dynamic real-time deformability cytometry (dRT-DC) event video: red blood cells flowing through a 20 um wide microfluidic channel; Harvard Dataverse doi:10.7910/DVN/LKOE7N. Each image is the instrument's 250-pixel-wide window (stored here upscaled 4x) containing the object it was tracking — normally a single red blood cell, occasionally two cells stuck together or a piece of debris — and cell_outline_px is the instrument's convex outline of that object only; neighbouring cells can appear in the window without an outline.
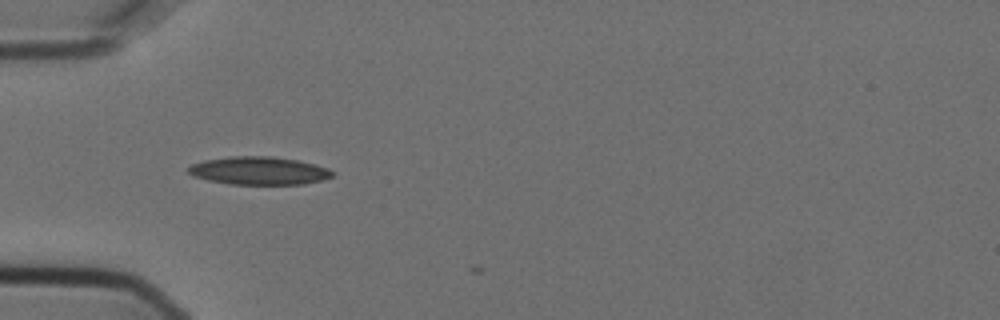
{"species": "Egyptian fruit bat (a non-hibernating species)", "species_latin": "Rousettus aegyptiacus", "temperature_condition": "cold", "stored_images_in_passage": 4, "camera_frame_rate_fps": 3000, "um_per_image_px": 0.085, "animal": {"sex": "female"}, "frame": {"image": 1, "passage_image": 3, "time_ms": 0.667, "image_size_px": [1000, 320], "cell_outline_px": [[336, 172], [332, 176], [320, 180], [304, 184], [232, 184], [208, 180], [192, 176], [188, 172], [188, 168], [192, 164], [204, 160], [228, 156], [272, 156], [296, 160], [328, 168]], "centroid_in_image_um": [21.99, 14.5], "position_along_channel_um": 63.0, "area_um2": 23.41}}